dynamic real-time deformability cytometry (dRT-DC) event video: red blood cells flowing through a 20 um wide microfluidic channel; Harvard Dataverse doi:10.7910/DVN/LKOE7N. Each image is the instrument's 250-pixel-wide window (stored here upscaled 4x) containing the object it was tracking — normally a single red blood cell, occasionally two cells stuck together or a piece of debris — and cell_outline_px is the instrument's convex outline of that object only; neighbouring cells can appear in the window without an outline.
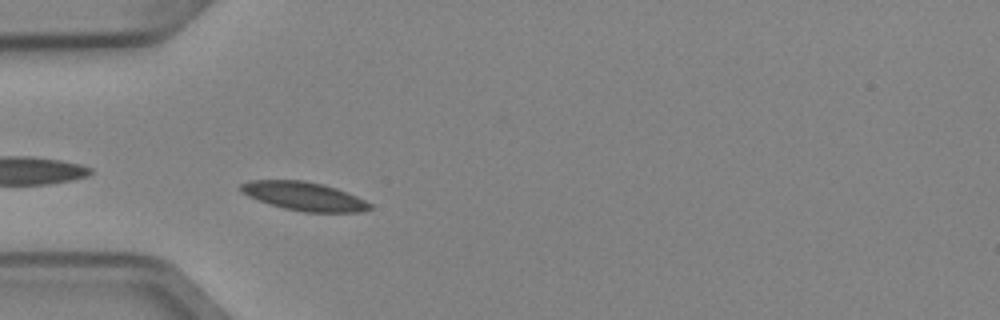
{"species": "Egyptian fruit bat (a non-hibernating species)", "species_latin": "Rousettus aegyptiacus", "temperature_condition": "cold", "stored_images_in_passage": 3, "camera_frame_rate_fps": 3000, "um_per_image_px": 0.085, "animal": {"sex": "female"}, "frame": {"image": 1, "passage_image": 3, "time_ms": 0.667, "image_size_px": [1000, 320], "cell_outline_px": [[372, 208], [360, 212], [304, 212], [284, 208], [256, 200], [240, 192], [240, 184], [248, 180], [304, 180], [324, 184], [336, 188], [356, 196], [372, 204]], "centroid_in_image_um": [25.81, 16.67], "position_along_channel_um": 59.2, "area_um2": 21.62}}